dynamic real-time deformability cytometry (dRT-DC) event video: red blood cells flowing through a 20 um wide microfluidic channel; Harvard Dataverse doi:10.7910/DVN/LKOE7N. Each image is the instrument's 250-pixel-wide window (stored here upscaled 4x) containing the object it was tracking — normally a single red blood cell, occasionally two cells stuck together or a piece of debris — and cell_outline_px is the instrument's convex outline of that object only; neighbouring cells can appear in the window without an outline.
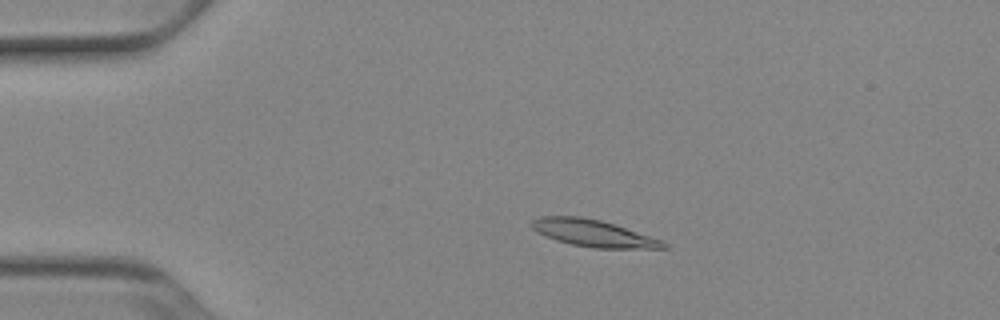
{"species": "Egyptian fruit bat (a non-hibernating species)", "species_latin": "Rousettus aegyptiacus", "temperature_condition": "cold", "stored_images_in_passage": 52, "camera_frame_rate_fps": 3000, "um_per_image_px": 0.085, "animal": {"sex": "female"}, "frame": {"image": 1, "passage_image": 11, "time_ms": 3.333, "image_size_px": [1000, 320], "cell_outline_px": [[668, 248], [596, 248], [572, 244], [556, 240], [536, 232], [528, 224], [532, 220], [540, 216], [580, 216], [600, 220], [616, 224], [660, 240], [668, 244]], "centroid_in_image_um": [50.38, 19.81], "position_along_channel_um": 34.6, "area_um2": 20.58}}
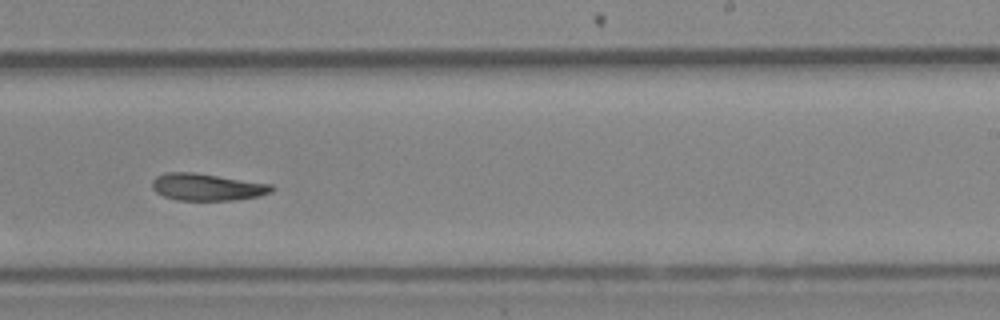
{"frame": {"image": 2, "passage_image": 33, "time_ms": 10.667, "image_size_px": [1000, 320], "cell_outline_px": [[276, 188], [272, 192], [260, 196], [232, 200], [176, 200], [164, 196], [156, 192], [152, 188], [152, 180], [156, 176], [168, 172], [192, 172], [272, 184]], "centroid_in_image_um": [17.61, 15.9], "position_along_channel_um": 271.4, "area_um2": 18.84}}
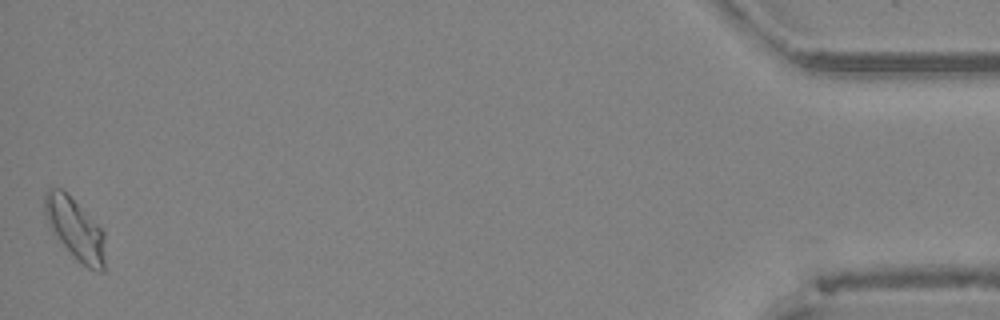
{"frame": {"image": 3, "passage_image": 52, "time_ms": 17.0, "image_size_px": [1000, 320], "cell_outline_px": [[104, 272], [96, 272], [88, 268], [52, 232], [44, 216], [44, 192], [48, 188], [60, 188], [104, 232]], "centroid_in_image_um": [6.36, 19.45], "position_along_channel_um": 428.8, "area_um2": 20.75}}